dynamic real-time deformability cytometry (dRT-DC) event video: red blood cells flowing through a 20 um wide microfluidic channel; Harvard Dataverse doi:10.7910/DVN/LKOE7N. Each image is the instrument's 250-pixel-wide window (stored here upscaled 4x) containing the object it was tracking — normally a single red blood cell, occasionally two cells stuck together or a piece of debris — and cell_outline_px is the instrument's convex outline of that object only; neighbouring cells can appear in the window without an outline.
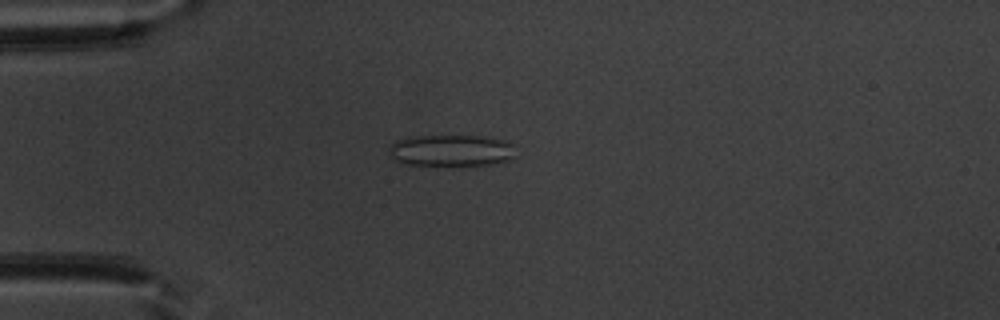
{"species": "common noctule bat (a hibernating species)", "species_latin": "Nyctalus noctula", "temperature_condition": "warm", "stored_images_in_passage": 39, "camera_frame_rate_fps": 3000, "um_per_image_px": 0.085, "animal": {"sex": "male", "body_mass_g": 20.1, "forearm_length_mm": 53.5}, "frame": {"image": 1, "passage_image": 2, "time_ms": 0.333, "image_size_px": [1000, 320], "cell_outline_px": [[512, 156], [508, 160], [488, 164], [404, 164], [396, 160], [388, 152], [388, 148], [396, 140], [408, 136], [484, 136], [508, 140], [512, 144]], "centroid_in_image_um": [38.31, 12.76], "position_along_channel_um": 46.7, "area_um2": 22.89}}
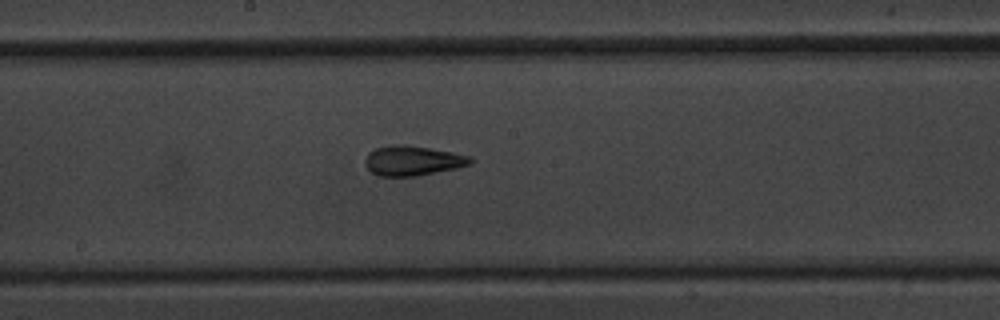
{"frame": {"image": 2, "passage_image": 16, "time_ms": 5.0, "image_size_px": [1000, 320], "cell_outline_px": [[472, 164], [456, 168], [416, 176], [380, 176], [372, 172], [364, 164], [364, 160], [368, 152], [376, 148], [388, 144], [408, 144], [452, 152], [472, 156]], "centroid_in_image_um": [35.06, 13.64], "position_along_channel_um": 213.1, "area_um2": 18.5}}
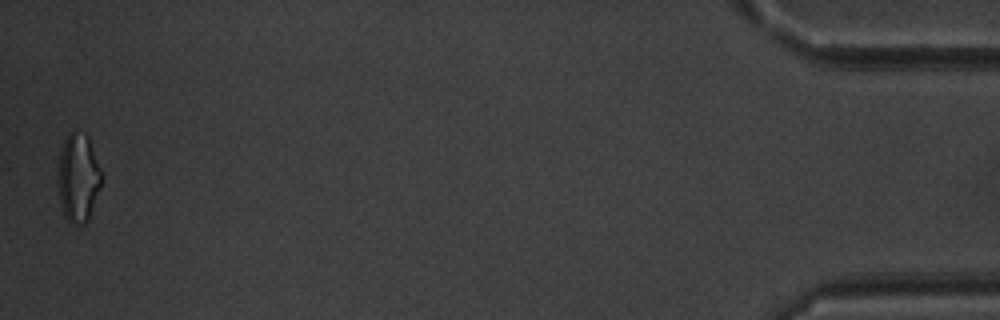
{"frame": {"image": 3, "passage_image": 39, "time_ms": 12.667, "image_size_px": [1000, 320], "cell_outline_px": [[104, 176], [100, 188], [88, 220], [84, 224], [72, 224], [64, 216], [60, 200], [60, 152], [64, 140], [68, 132], [84, 132], [88, 136]], "centroid_in_image_um": [6.7, 15.1], "position_along_channel_um": 428.5, "area_um2": 22.2}, "authors_computed_cell_mechanics": {"area_um2": 18.1492, "velocity_mm_per_s": 3.9584, "shape_relaxation_time_tau1_ms": 8.1076, "shape_relaxation_time_tau2_ms": 1.567, "deformation_change_tau1": 0.1714, "deformation_change_tau2": 0.1103}}